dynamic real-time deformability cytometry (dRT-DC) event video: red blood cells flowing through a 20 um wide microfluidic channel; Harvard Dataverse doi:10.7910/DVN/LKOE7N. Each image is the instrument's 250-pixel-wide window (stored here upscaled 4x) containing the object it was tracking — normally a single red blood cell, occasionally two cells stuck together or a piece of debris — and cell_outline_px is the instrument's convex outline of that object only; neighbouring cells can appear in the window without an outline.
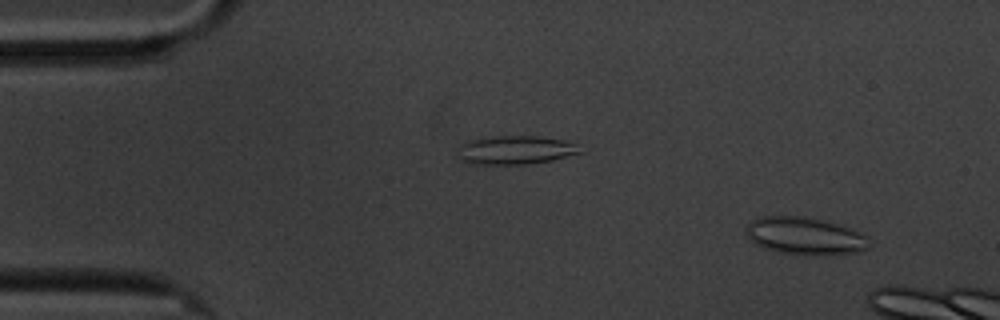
{"species": "common noctule bat (a hibernating species)", "species_latin": "Nyctalus noctula", "temperature_condition": "cold", "stored_images_in_passage": 4, "camera_frame_rate_fps": 3000, "um_per_image_px": 0.085, "animal": {"sex": "male", "body_mass_g": 20.1, "forearm_length_mm": 53.5}, "frame": {"image": 1, "passage_image": 1, "time_ms": 0.0, "image_size_px": [1000, 320], "cell_outline_px": [[872, 244], [868, 248], [860, 252], [776, 252], [764, 248], [756, 244], [744, 232], [748, 224], [752, 220], [760, 216], [804, 216], [824, 220], [840, 224], [868, 236]], "centroid_in_image_um": [68.41, 20.0], "position_along_channel_um": 16.6, "area_um2": 26.13}}